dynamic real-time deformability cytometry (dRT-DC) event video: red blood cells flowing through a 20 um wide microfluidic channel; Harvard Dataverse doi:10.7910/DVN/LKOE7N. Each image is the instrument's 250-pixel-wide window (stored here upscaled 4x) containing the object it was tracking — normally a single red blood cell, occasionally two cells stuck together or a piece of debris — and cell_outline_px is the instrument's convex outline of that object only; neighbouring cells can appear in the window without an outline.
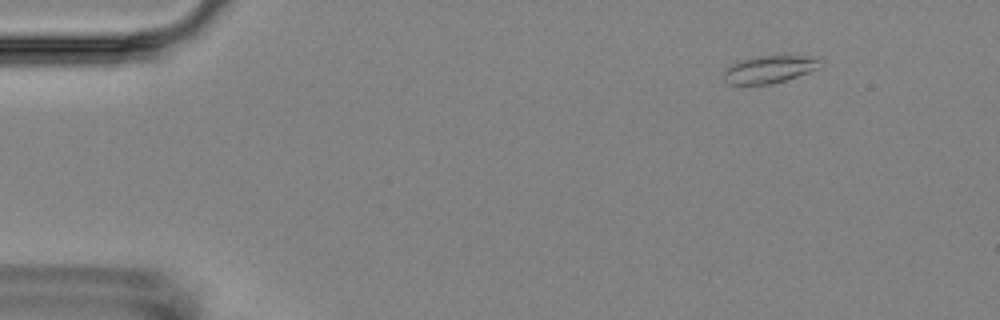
{"species": "Egyptian fruit bat (a non-hibernating species)", "species_latin": "Rousettus aegyptiacus", "temperature_condition": "room temperature", "stored_images_in_passage": 6, "camera_frame_rate_fps": 3000, "um_per_image_px": 0.085, "animal": {"sex": "female"}, "frame": {"image": 1, "passage_image": 2, "time_ms": 1.333, "image_size_px": [1000, 320], "cell_outline_px": [[824, 68], [772, 84], [724, 84], [724, 68], [736, 60], [760, 56], [808, 56], [824, 60]], "centroid_in_image_um": [65.43, 5.89], "position_along_channel_um": 19.6, "area_um2": 15.95}}